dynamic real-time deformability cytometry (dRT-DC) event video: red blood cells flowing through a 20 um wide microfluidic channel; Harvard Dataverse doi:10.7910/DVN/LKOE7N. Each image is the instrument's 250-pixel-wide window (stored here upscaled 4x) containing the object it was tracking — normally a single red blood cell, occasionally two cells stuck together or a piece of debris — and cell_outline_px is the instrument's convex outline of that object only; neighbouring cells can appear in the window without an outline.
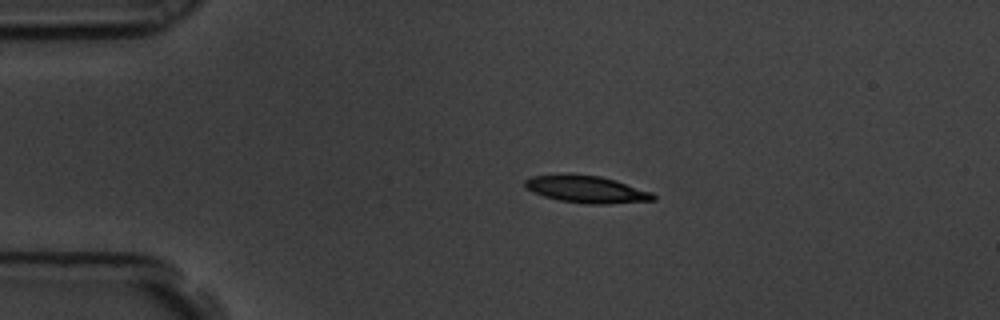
{"species": "common noctule bat (a hibernating species)", "species_latin": "Nyctalus noctula", "temperature_condition": "room temperature", "stored_images_in_passage": 46, "camera_frame_rate_fps": 3000, "um_per_image_px": 0.085, "animal": {"sex": "male", "body_mass_g": 19.5, "forearm_length_mm": 54.6}, "frame": {"image": 1, "passage_image": 1, "time_ms": 0.0, "image_size_px": [1000, 320], "cell_outline_px": [[656, 200], [608, 204], [588, 204], [560, 200], [544, 196], [532, 192], [524, 188], [524, 180], [532, 176], [564, 172], [568, 172], [600, 176], [616, 180], [652, 192], [656, 196]], "centroid_in_image_um": [49.81, 16.06], "position_along_channel_um": 35.2, "area_um2": 20.81}}
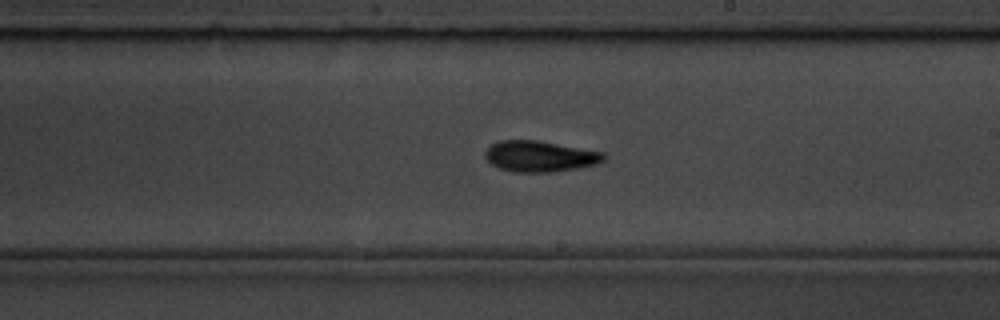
{"frame": {"image": 2, "passage_image": 22, "time_ms": 7.0, "image_size_px": [1000, 320], "cell_outline_px": [[604, 160], [600, 164], [552, 172], [512, 172], [500, 168], [492, 164], [484, 156], [484, 152], [492, 144], [500, 140], [536, 140], [604, 152]], "centroid_in_image_um": [45.89, 13.29], "position_along_channel_um": 243.1, "area_um2": 21.33}}
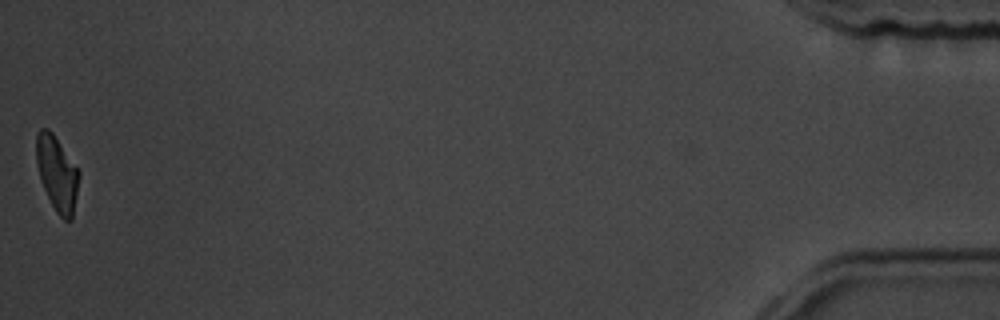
{"frame": {"image": 3, "passage_image": 46, "time_ms": 15.0, "image_size_px": [1000, 320], "cell_outline_px": [[80, 176], [72, 220], [64, 220], [56, 212], [44, 188], [36, 164], [36, 132], [40, 128], [48, 128], [52, 132], [80, 172]], "centroid_in_image_um": [4.85, 14.73], "position_along_channel_um": 430.4, "area_um2": 18.5}, "authors_computed_cell_mechanics": {"area_um2": 20.5479, "velocity_mm_per_s": 3.5587, "shape_relaxation_time_tau1_ms": 3.9623, "shape_relaxation_time_tau2_ms": 4.0414, "deformation_change_tau1": 0.1654, "deformation_change_tau2": 0.0857}}